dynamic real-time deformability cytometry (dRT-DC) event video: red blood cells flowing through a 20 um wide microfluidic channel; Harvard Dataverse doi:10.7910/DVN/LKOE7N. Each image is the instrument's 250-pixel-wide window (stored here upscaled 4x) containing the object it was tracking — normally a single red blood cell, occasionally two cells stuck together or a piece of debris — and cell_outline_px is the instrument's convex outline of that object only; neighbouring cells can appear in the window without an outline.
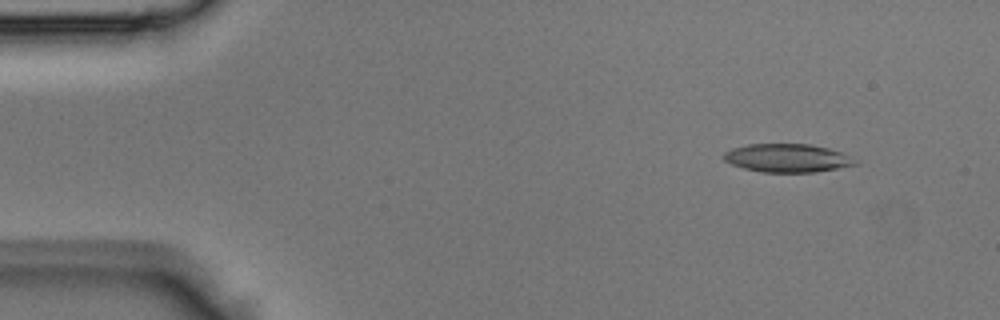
{"species": "Egyptian fruit bat (a non-hibernating species)", "species_latin": "Rousettus aegyptiacus", "temperature_condition": "room temperature", "stored_images_in_passage": 15, "camera_frame_rate_fps": 3000, "um_per_image_px": 0.085, "animal": {"sex": "male"}, "frame": {"image": 1, "passage_image": 1, "time_ms": 0.0, "image_size_px": [1000, 320], "cell_outline_px": [[860, 164], [816, 172], [764, 172], [744, 168], [732, 164], [724, 160], [724, 152], [732, 148], [748, 144], [808, 144], [828, 148], [840, 152], [848, 156]], "centroid_in_image_um": [66.91, 13.43], "position_along_channel_um": 18.1, "area_um2": 21.5}}
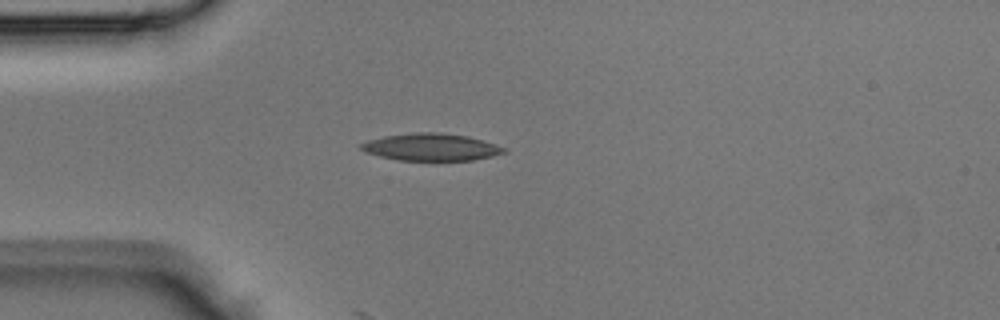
{"frame": {"image": 2, "passage_image": 8, "time_ms": 2.333, "image_size_px": [1000, 320], "cell_outline_px": [[508, 152], [492, 156], [472, 160], [400, 160], [380, 156], [364, 152], [356, 144], [368, 140], [384, 136], [412, 132], [440, 132], [468, 136], [484, 140], [508, 148]], "centroid_in_image_um": [36.65, 12.49], "position_along_channel_um": 48.4, "area_um2": 22.95}}
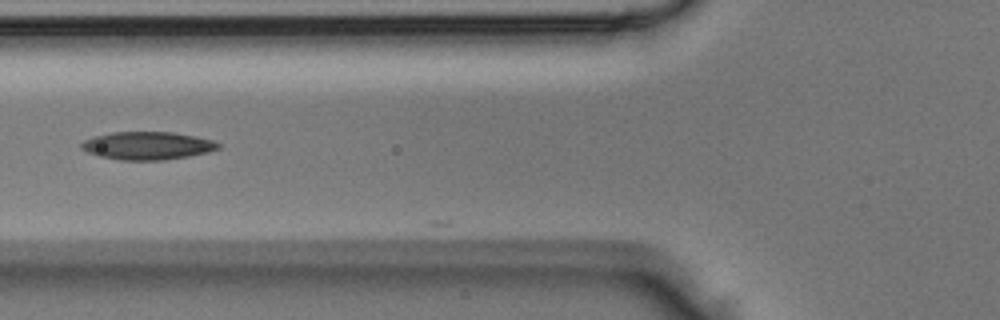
{"frame": {"image": 3, "passage_image": 13, "time_ms": 4.0, "image_size_px": [1000, 320], "cell_outline_px": [[220, 148], [208, 152], [188, 156], [164, 160], [120, 160], [100, 156], [88, 152], [80, 148], [80, 144], [84, 140], [92, 136], [112, 132], [172, 132], [196, 136], [212, 140], [220, 144]], "centroid_in_image_um": [12.51, 12.38], "position_along_channel_um": 113.3, "area_um2": 22.31}}